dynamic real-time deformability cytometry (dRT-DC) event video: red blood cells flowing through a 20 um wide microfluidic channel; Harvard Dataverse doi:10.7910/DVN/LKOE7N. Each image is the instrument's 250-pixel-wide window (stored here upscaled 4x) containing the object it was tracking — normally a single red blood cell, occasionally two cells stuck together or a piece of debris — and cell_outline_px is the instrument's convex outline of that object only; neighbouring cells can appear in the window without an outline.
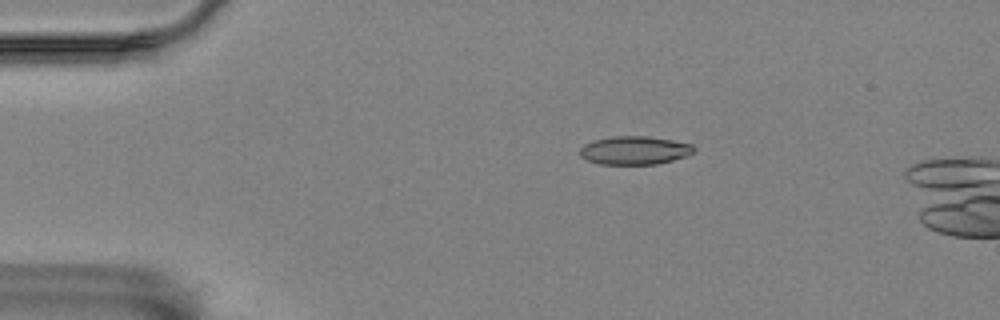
{"species": "Egyptian fruit bat (a non-hibernating species)", "species_latin": "Rousettus aegyptiacus", "temperature_condition": "room temperature", "stored_images_in_passage": 8, "camera_frame_rate_fps": 3000, "um_per_image_px": 0.085, "animal": {"sex": "female"}, "frame": {"image": 1, "passage_image": 1, "time_ms": 0.0, "image_size_px": [1000, 320], "cell_outline_px": [[696, 148], [688, 156], [656, 164], [600, 164], [588, 160], [580, 156], [580, 148], [584, 144], [592, 140], [612, 136], [648, 136], [672, 140], [692, 144]], "centroid_in_image_um": [53.93, 12.77], "position_along_channel_um": 31.1, "area_um2": 18.9}}